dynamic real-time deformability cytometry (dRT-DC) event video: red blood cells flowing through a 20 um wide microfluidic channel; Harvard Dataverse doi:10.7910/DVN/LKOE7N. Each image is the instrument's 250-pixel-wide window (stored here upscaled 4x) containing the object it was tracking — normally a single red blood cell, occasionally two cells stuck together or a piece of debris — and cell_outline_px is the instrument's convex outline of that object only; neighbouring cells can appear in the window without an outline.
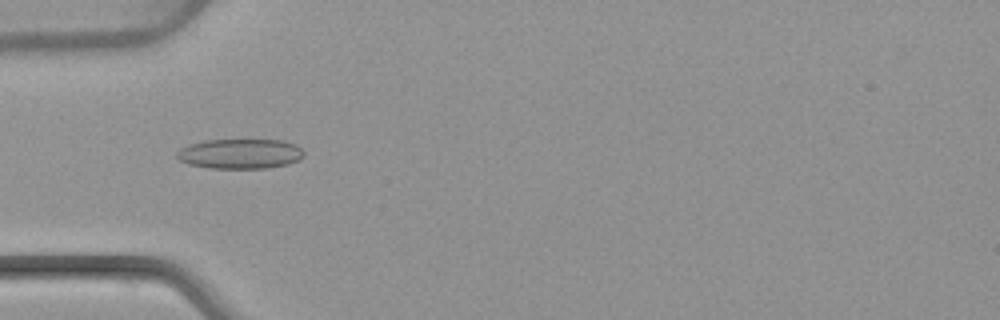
{"species": "common noctule bat (a hibernating species)", "species_latin": "Nyctalus noctula", "temperature_condition": "warm", "stored_images_in_passage": 7, "camera_frame_rate_fps": 3000, "um_per_image_px": 0.085, "animal": {"sex": "female", "body_mass_g": 22.7, "forearm_length_mm": 54.2}, "frame": {"image": 1, "passage_image": 5, "time_ms": 1.333, "image_size_px": [1000, 320], "cell_outline_px": [[304, 156], [300, 160], [288, 164], [264, 168], [208, 168], [188, 164], [180, 160], [176, 156], [176, 152], [180, 148], [188, 144], [204, 140], [280, 140], [296, 144], [304, 152]], "centroid_in_image_um": [20.4, 13.07], "position_along_channel_um": 64.6, "area_um2": 22.25}}